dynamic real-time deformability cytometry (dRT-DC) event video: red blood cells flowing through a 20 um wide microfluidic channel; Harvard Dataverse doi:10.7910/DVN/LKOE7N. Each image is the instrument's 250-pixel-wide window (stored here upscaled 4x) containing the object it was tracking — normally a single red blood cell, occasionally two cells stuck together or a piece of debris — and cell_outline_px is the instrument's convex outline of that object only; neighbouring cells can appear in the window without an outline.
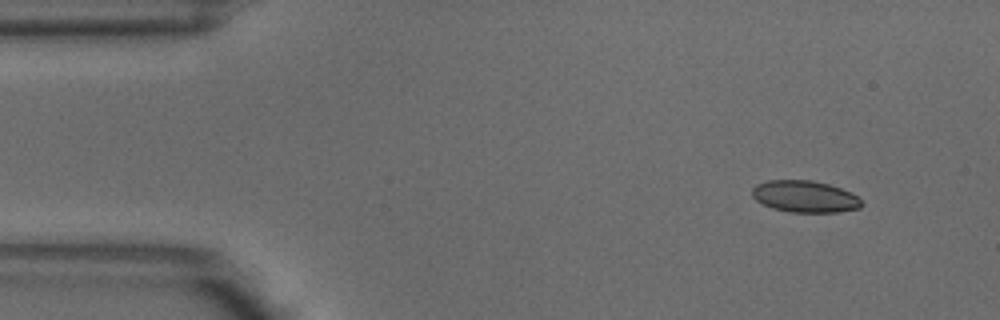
{"species": "common noctule bat (a hibernating species)", "species_latin": "Nyctalus noctula", "temperature_condition": "warm", "stored_images_in_passage": 6, "camera_frame_rate_fps": 3000, "um_per_image_px": 0.085, "animal": {"sex": "male", "body_mass_g": 18.8}, "frame": {"image": 1, "passage_image": 2, "time_ms": 0.333, "image_size_px": [1000, 320], "cell_outline_px": [[864, 204], [860, 208], [840, 212], [788, 212], [772, 208], [756, 200], [752, 196], [752, 188], [756, 184], [768, 180], [812, 180], [828, 184], [840, 188], [856, 196]], "centroid_in_image_um": [68.39, 16.71], "position_along_channel_um": 16.6, "area_um2": 20.23}}
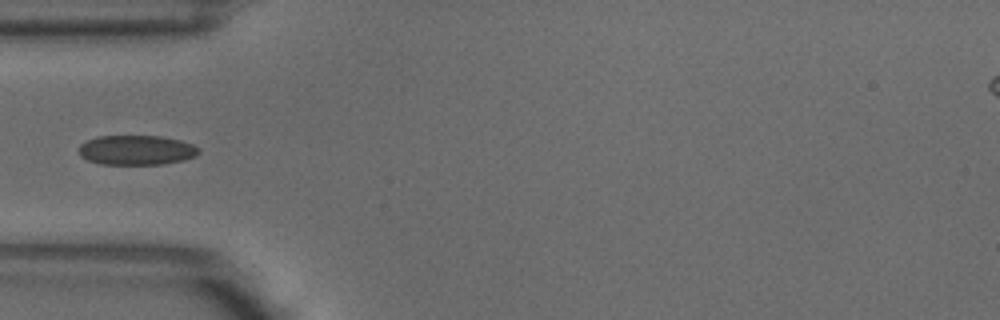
{"frame": {"image": 2, "passage_image": 5, "time_ms": 1.333, "image_size_px": [1000, 320], "cell_outline_px": [[200, 152], [196, 156], [184, 160], [164, 164], [100, 164], [88, 160], [80, 156], [80, 144], [96, 136], [160, 136], [180, 140], [192, 144], [200, 148]], "centroid_in_image_um": [11.63, 12.76], "position_along_channel_um": 73.4, "area_um2": 20.81}}